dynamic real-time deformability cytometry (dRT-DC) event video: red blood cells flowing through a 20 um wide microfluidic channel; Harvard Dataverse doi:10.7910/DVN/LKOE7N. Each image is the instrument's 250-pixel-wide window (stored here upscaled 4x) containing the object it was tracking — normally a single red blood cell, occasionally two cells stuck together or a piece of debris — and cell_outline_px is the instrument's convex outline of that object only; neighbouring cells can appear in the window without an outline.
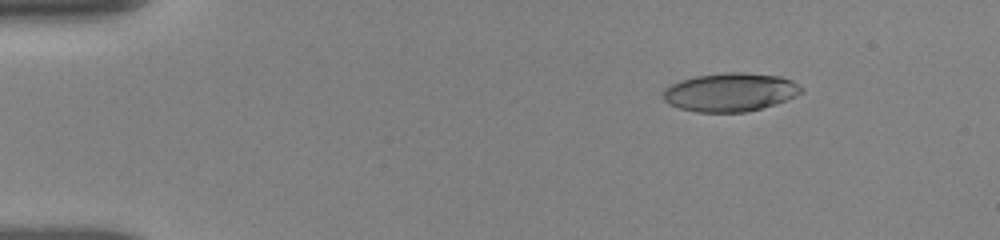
{"species": "human", "species_latin": "Homo sapiens", "temperature_condition": "room temperature", "stored_images_in_passage": 21, "camera_frame_rate_fps": 3000, "um_per_image_px": 0.085, "donor": {"sex": "female"}, "frame": {"image": 1, "passage_image": 6, "time_ms": 2.0, "image_size_px": [1000, 240], "cell_outline_px": [[804, 88], [796, 96], [760, 108], [744, 112], [696, 112], [680, 108], [668, 104], [664, 100], [664, 88], [680, 80], [696, 76], [728, 72], [740, 72], [780, 76], [792, 80]], "centroid_in_image_um": [62.05, 7.83], "position_along_channel_um": 23.0, "area_um2": 30.75}}
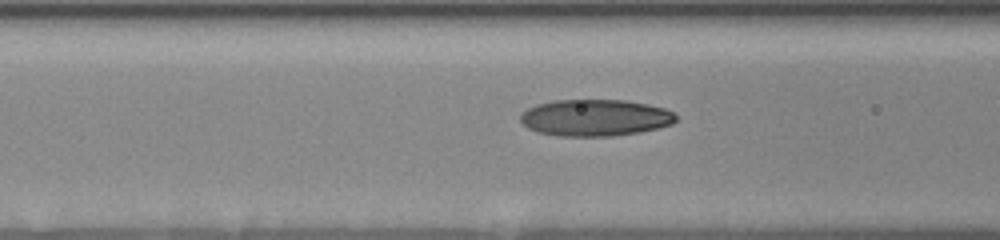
{"frame": {"image": 2, "passage_image": 17, "time_ms": 6.667, "image_size_px": [1000, 240], "cell_outline_px": [[676, 120], [672, 124], [660, 128], [640, 132], [612, 136], [556, 136], [536, 132], [528, 128], [520, 120], [520, 112], [536, 104], [552, 100], [628, 100], [648, 104], [664, 108], [672, 112], [676, 116]], "centroid_in_image_um": [50.57, 10.0], "position_along_channel_um": 116.0, "area_um2": 33.58}}
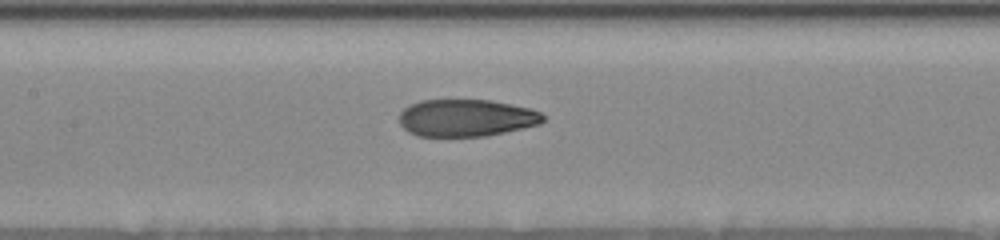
{"frame": {"image": 3, "passage_image": 21, "time_ms": 8.0, "image_size_px": [1000, 240], "cell_outline_px": [[544, 120], [540, 124], [504, 132], [484, 136], [416, 136], [408, 132], [400, 124], [400, 112], [408, 104], [420, 100], [492, 100], [532, 108], [540, 112], [544, 116]], "centroid_in_image_um": [39.62, 10.01], "position_along_channel_um": 167.8, "area_um2": 31.33}}